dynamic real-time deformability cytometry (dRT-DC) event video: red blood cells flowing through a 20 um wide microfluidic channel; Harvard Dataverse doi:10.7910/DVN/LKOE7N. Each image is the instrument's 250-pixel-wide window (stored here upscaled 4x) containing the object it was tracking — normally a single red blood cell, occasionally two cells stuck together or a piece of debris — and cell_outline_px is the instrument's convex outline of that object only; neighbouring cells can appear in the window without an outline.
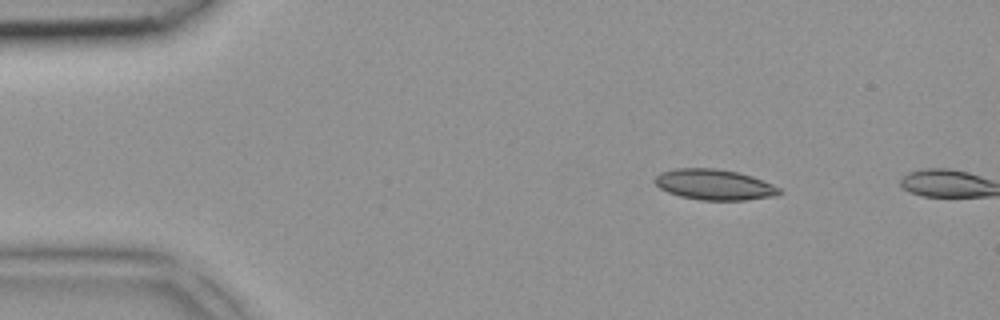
{"species": "common noctule bat (a hibernating species)", "species_latin": "Nyctalus noctula", "temperature_condition": "room temperature", "stored_images_in_passage": 2, "camera_frame_rate_fps": 3000, "um_per_image_px": 0.085, "animal": {"sex": "female", "body_mass_g": 18.4}, "frame": {"image": 1, "passage_image": 1, "time_ms": 0.0, "image_size_px": [1000, 320], "cell_outline_px": [[784, 192], [776, 196], [744, 200], [700, 200], [680, 196], [668, 192], [660, 188], [652, 180], [660, 172], [676, 168], [716, 168], [736, 172], [752, 176], [772, 184], [780, 188]], "centroid_in_image_um": [60.72, 15.69], "position_along_channel_um": 24.3, "area_um2": 22.31}}